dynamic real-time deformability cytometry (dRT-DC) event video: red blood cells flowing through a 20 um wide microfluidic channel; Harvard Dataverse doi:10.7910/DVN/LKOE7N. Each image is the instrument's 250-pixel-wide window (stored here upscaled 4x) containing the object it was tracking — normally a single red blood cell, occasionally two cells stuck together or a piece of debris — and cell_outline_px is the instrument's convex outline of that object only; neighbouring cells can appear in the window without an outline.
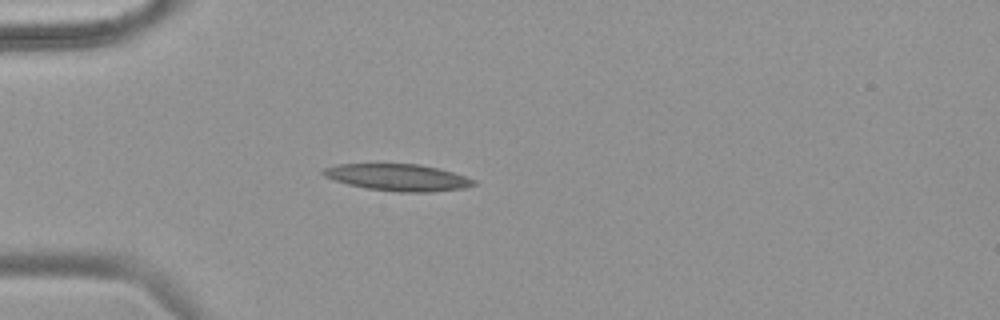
{"species": "common noctule bat (a hibernating species)", "species_latin": "Nyctalus noctula", "temperature_condition": "warm", "stored_images_in_passage": 40, "camera_frame_rate_fps": 3000, "um_per_image_px": 0.085, "animal": {"sex": "female", "body_mass_g": 18.4}, "frame": {"image": 1, "passage_image": 1, "time_ms": 0.0, "image_size_px": [1000, 320], "cell_outline_px": [[476, 184], [464, 188], [428, 192], [400, 192], [368, 188], [348, 184], [324, 176], [320, 172], [324, 168], [336, 164], [420, 164], [452, 172], [476, 180]], "centroid_in_image_um": [33.81, 15.07], "position_along_channel_um": 51.2, "area_um2": 23.24}}
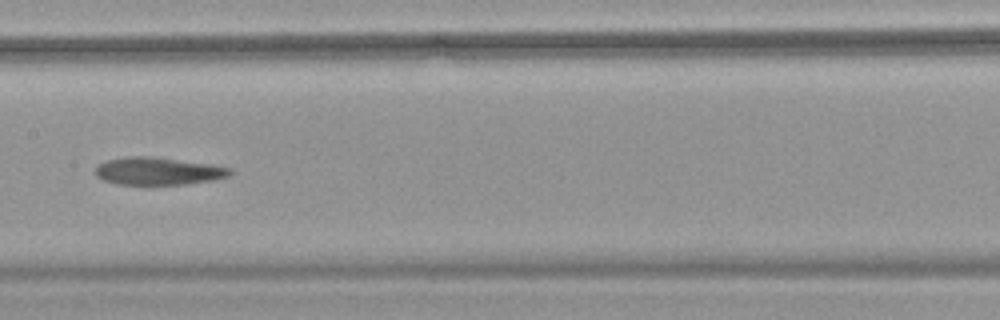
{"frame": {"image": 2, "passage_image": 14, "time_ms": 4.333, "image_size_px": [1000, 320], "cell_outline_px": [[232, 172], [228, 176], [212, 180], [184, 184], [120, 184], [104, 180], [96, 176], [96, 168], [100, 164], [108, 160], [128, 156], [152, 156], [212, 164], [232, 168]], "centroid_in_image_um": [13.47, 14.53], "position_along_channel_um": 193.9, "area_um2": 21.44}}
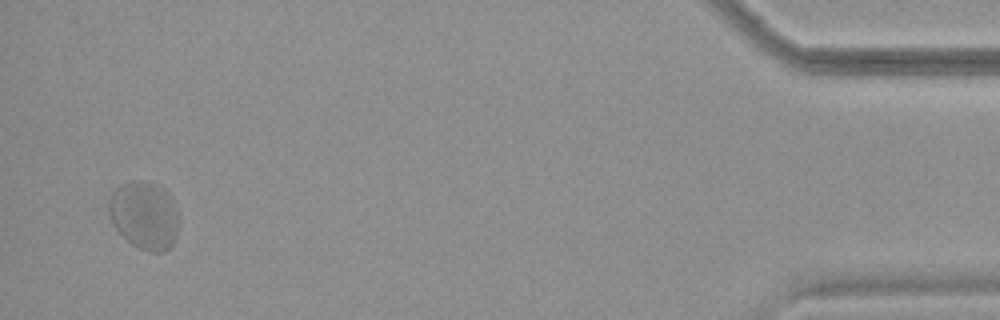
{"frame": {"image": 3, "passage_image": 39, "time_ms": 12.667, "image_size_px": [1000, 320], "cell_outline_px": [[180, 220], [176, 236], [172, 244], [164, 252], [152, 252], [140, 248], [132, 244], [116, 228], [108, 212], [108, 204], [112, 192], [120, 184], [132, 180], [144, 180], [160, 184], [168, 192], [176, 208]], "centroid_in_image_um": [12.3, 18.26], "position_along_channel_um": 422.9, "area_um2": 27.98}, "authors_computed_cell_mechanics": {"area_um2": 23.1489, "velocity_mm_per_s": 3.6474, "shape_relaxation_time_tau1_ms": null, "shape_relaxation_time_tau2_ms": 1.6626, "deformation_change_tau1": null, "deformation_change_tau2": 0.062}}